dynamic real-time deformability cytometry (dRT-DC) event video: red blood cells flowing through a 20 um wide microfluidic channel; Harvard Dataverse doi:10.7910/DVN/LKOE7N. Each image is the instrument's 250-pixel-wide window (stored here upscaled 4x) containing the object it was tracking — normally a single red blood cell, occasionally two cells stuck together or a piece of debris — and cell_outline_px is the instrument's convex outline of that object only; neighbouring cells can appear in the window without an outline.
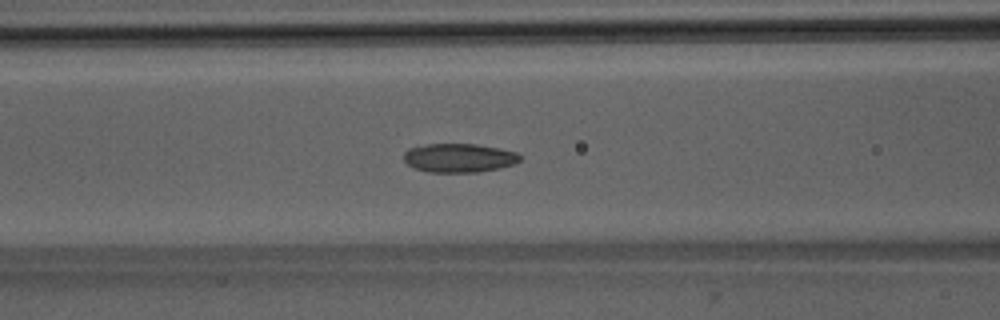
{"species": "Egyptian fruit bat (a non-hibernating species)", "species_latin": "Rousettus aegyptiacus", "temperature_condition": "room temperature", "stored_images_in_passage": 44, "camera_frame_rate_fps": 3000, "um_per_image_px": 0.085, "animal": {"sex": "male"}, "frame": {"image": 1, "passage_image": 13, "time_ms": 4.0, "image_size_px": [1000, 320], "cell_outline_px": [[520, 160], [516, 164], [500, 168], [476, 172], [428, 172], [412, 168], [404, 160], [404, 152], [408, 148], [428, 144], [476, 144], [500, 148], [516, 152], [520, 156]], "centroid_in_image_um": [39.01, 13.42], "position_along_channel_um": 127.6, "area_um2": 19.65}, "authors_computed_cell_mechanics": {"area_um2": 19.2474, "velocity_mm_per_s": 3.9983, "shape_relaxation_time_tau1_ms": 4.7521, "shape_relaxation_time_tau2_ms": 1.5393, "deformation_change_tau1": 0.1074, "deformation_change_tau2": 0.0627}}